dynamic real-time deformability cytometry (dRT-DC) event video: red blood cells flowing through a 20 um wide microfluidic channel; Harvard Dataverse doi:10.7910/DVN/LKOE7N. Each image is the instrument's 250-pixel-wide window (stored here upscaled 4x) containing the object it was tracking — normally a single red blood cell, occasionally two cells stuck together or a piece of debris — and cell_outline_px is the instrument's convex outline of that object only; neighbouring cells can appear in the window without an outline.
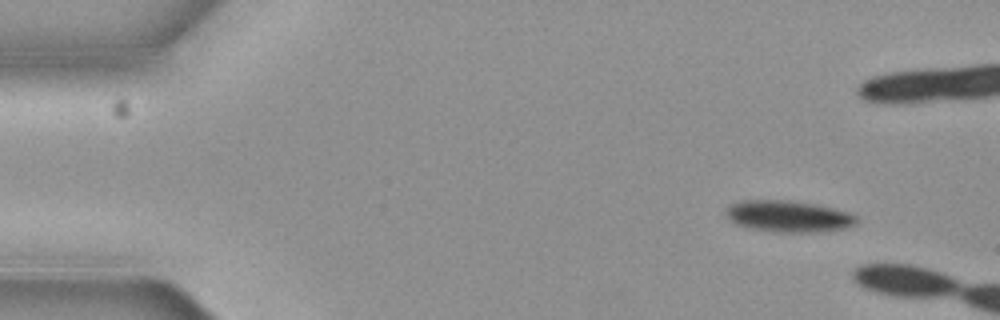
{"species": "common noctule bat (a hibernating species)", "species_latin": "Nyctalus noctula", "temperature_condition": "cold", "stored_images_in_passage": 3, "camera_frame_rate_fps": 3000, "um_per_image_px": 0.085, "animal": {"sex": "female", "body_mass_g": 19.3, "forearm_length_mm": 54.1}, "frame": {"image": 1, "passage_image": 1, "time_ms": 0.0, "image_size_px": [1000, 320], "cell_outline_px": [[856, 224], [844, 228], [804, 232], [780, 232], [752, 228], [736, 224], [724, 212], [724, 208], [728, 204], [740, 200], [788, 200], [812, 204], [832, 208], [848, 212], [856, 216]], "centroid_in_image_um": [66.94, 18.36], "position_along_channel_um": 18.1, "area_um2": 23.58}}